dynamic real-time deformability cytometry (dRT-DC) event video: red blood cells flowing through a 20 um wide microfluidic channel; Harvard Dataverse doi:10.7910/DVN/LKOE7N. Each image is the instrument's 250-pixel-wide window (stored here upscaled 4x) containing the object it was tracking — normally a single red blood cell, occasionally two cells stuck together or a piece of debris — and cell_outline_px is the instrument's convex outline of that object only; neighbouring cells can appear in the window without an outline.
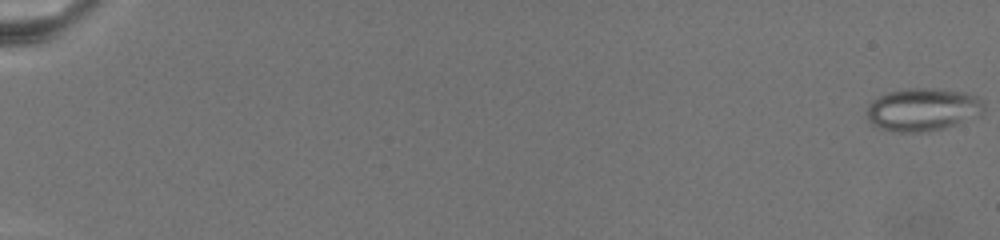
{"species": "common noctule bat (a hibernating species)", "species_latin": "Nyctalus noctula", "temperature_condition": "warm", "stored_images_in_passage": 42, "camera_frame_rate_fps": 3000, "um_per_image_px": 0.085, "animal": {"sex": "female", "body_mass_g": 19.5, "forearm_length_mm": 54.1}, "frame": {"image": 1, "passage_image": 1, "time_ms": 0.0, "image_size_px": [1000, 240], "cell_outline_px": [[984, 112], [980, 116], [944, 128], [924, 132], [892, 132], [880, 128], [872, 124], [868, 120], [868, 104], [872, 100], [888, 92], [908, 88], [940, 88], [964, 92], [976, 96], [984, 100]], "centroid_in_image_um": [78.47, 9.31], "position_along_channel_um": 6.5, "area_um2": 29.59}}
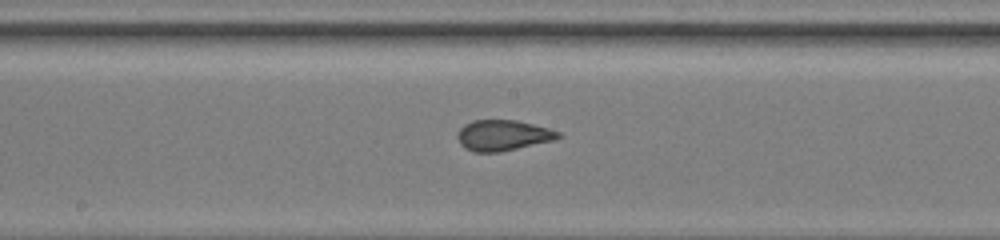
{"frame": {"image": 2, "passage_image": 29, "time_ms": 14.333, "image_size_px": [1000, 240], "cell_outline_px": [[564, 136], [556, 140], [500, 152], [472, 152], [464, 148], [460, 144], [456, 136], [460, 128], [464, 124], [472, 120], [516, 120], [548, 128], [560, 132]], "centroid_in_image_um": [42.75, 11.51], "position_along_channel_um": 205.4, "area_um2": 18.26}}
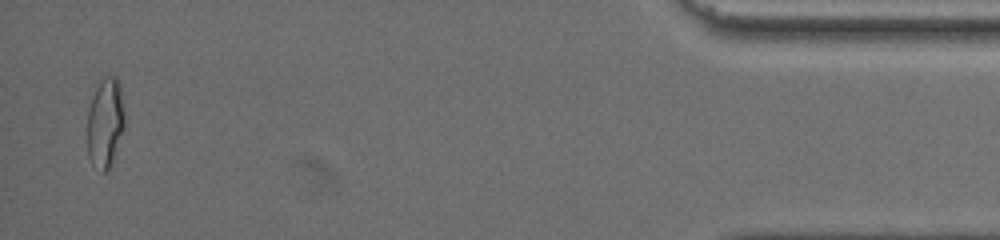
{"frame": {"image": 3, "passage_image": 42, "time_ms": 24.333, "image_size_px": [1000, 240], "cell_outline_px": [[124, 128], [112, 160], [108, 168], [104, 172], [92, 164], [88, 156], [88, 108], [92, 96], [100, 80], [104, 76], [116, 76], [120, 84], [124, 112]], "centroid_in_image_um": [8.94, 10.38], "position_along_channel_um": 426.3, "area_um2": 19.31}}